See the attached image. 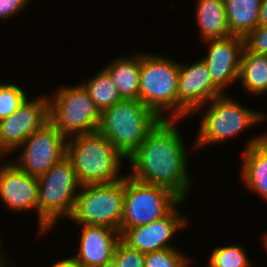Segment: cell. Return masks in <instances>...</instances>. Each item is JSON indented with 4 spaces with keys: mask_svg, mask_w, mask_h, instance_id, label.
I'll use <instances>...</instances> for the list:
<instances>
[{
    "mask_svg": "<svg viewBox=\"0 0 267 267\" xmlns=\"http://www.w3.org/2000/svg\"><path fill=\"white\" fill-rule=\"evenodd\" d=\"M175 122L176 119H160L148 132L129 157L134 172L129 176L142 183L166 187L185 201L191 181L185 145L173 125Z\"/></svg>",
    "mask_w": 267,
    "mask_h": 267,
    "instance_id": "1",
    "label": "cell"
},
{
    "mask_svg": "<svg viewBox=\"0 0 267 267\" xmlns=\"http://www.w3.org/2000/svg\"><path fill=\"white\" fill-rule=\"evenodd\" d=\"M72 137L67 138L66 156L81 185L112 183L125 177H118L124 157L103 134L95 131Z\"/></svg>",
    "mask_w": 267,
    "mask_h": 267,
    "instance_id": "2",
    "label": "cell"
},
{
    "mask_svg": "<svg viewBox=\"0 0 267 267\" xmlns=\"http://www.w3.org/2000/svg\"><path fill=\"white\" fill-rule=\"evenodd\" d=\"M159 120L140 100L122 99L101 112L98 131L127 159Z\"/></svg>",
    "mask_w": 267,
    "mask_h": 267,
    "instance_id": "3",
    "label": "cell"
},
{
    "mask_svg": "<svg viewBox=\"0 0 267 267\" xmlns=\"http://www.w3.org/2000/svg\"><path fill=\"white\" fill-rule=\"evenodd\" d=\"M179 63L158 55H142L139 78V100L160 119L162 111L170 109L178 120ZM174 110V111H173Z\"/></svg>",
    "mask_w": 267,
    "mask_h": 267,
    "instance_id": "4",
    "label": "cell"
},
{
    "mask_svg": "<svg viewBox=\"0 0 267 267\" xmlns=\"http://www.w3.org/2000/svg\"><path fill=\"white\" fill-rule=\"evenodd\" d=\"M39 189L40 231L51 229L63 215L70 218L81 187L71 160L65 156L44 175L37 178Z\"/></svg>",
    "mask_w": 267,
    "mask_h": 267,
    "instance_id": "5",
    "label": "cell"
},
{
    "mask_svg": "<svg viewBox=\"0 0 267 267\" xmlns=\"http://www.w3.org/2000/svg\"><path fill=\"white\" fill-rule=\"evenodd\" d=\"M124 190L120 235L128 228L147 225L162 219L183 202L170 189L139 182L129 175L124 177Z\"/></svg>",
    "mask_w": 267,
    "mask_h": 267,
    "instance_id": "6",
    "label": "cell"
},
{
    "mask_svg": "<svg viewBox=\"0 0 267 267\" xmlns=\"http://www.w3.org/2000/svg\"><path fill=\"white\" fill-rule=\"evenodd\" d=\"M70 219L80 225H97L120 232L124 208V178L101 184L81 185Z\"/></svg>",
    "mask_w": 267,
    "mask_h": 267,
    "instance_id": "7",
    "label": "cell"
},
{
    "mask_svg": "<svg viewBox=\"0 0 267 267\" xmlns=\"http://www.w3.org/2000/svg\"><path fill=\"white\" fill-rule=\"evenodd\" d=\"M50 99L49 122L66 138L98 131L101 112L82 84L60 87Z\"/></svg>",
    "mask_w": 267,
    "mask_h": 267,
    "instance_id": "8",
    "label": "cell"
},
{
    "mask_svg": "<svg viewBox=\"0 0 267 267\" xmlns=\"http://www.w3.org/2000/svg\"><path fill=\"white\" fill-rule=\"evenodd\" d=\"M208 103L210 106L202 116L196 147L228 139L267 116L244 108L225 95L218 96Z\"/></svg>",
    "mask_w": 267,
    "mask_h": 267,
    "instance_id": "9",
    "label": "cell"
},
{
    "mask_svg": "<svg viewBox=\"0 0 267 267\" xmlns=\"http://www.w3.org/2000/svg\"><path fill=\"white\" fill-rule=\"evenodd\" d=\"M66 142L67 138L48 122L24 140L20 146L24 150L14 164L38 178L66 156Z\"/></svg>",
    "mask_w": 267,
    "mask_h": 267,
    "instance_id": "10",
    "label": "cell"
},
{
    "mask_svg": "<svg viewBox=\"0 0 267 267\" xmlns=\"http://www.w3.org/2000/svg\"><path fill=\"white\" fill-rule=\"evenodd\" d=\"M49 99L26 98L17 111L0 120V158L20 147L33 132L49 122Z\"/></svg>",
    "mask_w": 267,
    "mask_h": 267,
    "instance_id": "11",
    "label": "cell"
},
{
    "mask_svg": "<svg viewBox=\"0 0 267 267\" xmlns=\"http://www.w3.org/2000/svg\"><path fill=\"white\" fill-rule=\"evenodd\" d=\"M223 92L213 83L203 60L192 65L179 64L178 77V120L201 109Z\"/></svg>",
    "mask_w": 267,
    "mask_h": 267,
    "instance_id": "12",
    "label": "cell"
},
{
    "mask_svg": "<svg viewBox=\"0 0 267 267\" xmlns=\"http://www.w3.org/2000/svg\"><path fill=\"white\" fill-rule=\"evenodd\" d=\"M209 44V53L202 58L207 65L213 83L221 90L239 79L244 38L231 35L204 41Z\"/></svg>",
    "mask_w": 267,
    "mask_h": 267,
    "instance_id": "13",
    "label": "cell"
},
{
    "mask_svg": "<svg viewBox=\"0 0 267 267\" xmlns=\"http://www.w3.org/2000/svg\"><path fill=\"white\" fill-rule=\"evenodd\" d=\"M176 207L162 219L153 221L147 225L126 229L120 239L129 247L147 254L173 248L169 244L173 234L187 225L185 218L179 217Z\"/></svg>",
    "mask_w": 267,
    "mask_h": 267,
    "instance_id": "14",
    "label": "cell"
},
{
    "mask_svg": "<svg viewBox=\"0 0 267 267\" xmlns=\"http://www.w3.org/2000/svg\"><path fill=\"white\" fill-rule=\"evenodd\" d=\"M0 198L9 209L23 211L33 208L39 217V189L37 177L6 163L0 168Z\"/></svg>",
    "mask_w": 267,
    "mask_h": 267,
    "instance_id": "15",
    "label": "cell"
},
{
    "mask_svg": "<svg viewBox=\"0 0 267 267\" xmlns=\"http://www.w3.org/2000/svg\"><path fill=\"white\" fill-rule=\"evenodd\" d=\"M80 251L74 259L83 267H100L113 259L120 232L105 226L82 225Z\"/></svg>",
    "mask_w": 267,
    "mask_h": 267,
    "instance_id": "16",
    "label": "cell"
},
{
    "mask_svg": "<svg viewBox=\"0 0 267 267\" xmlns=\"http://www.w3.org/2000/svg\"><path fill=\"white\" fill-rule=\"evenodd\" d=\"M243 156L244 184L267 200V142L263 135L249 141Z\"/></svg>",
    "mask_w": 267,
    "mask_h": 267,
    "instance_id": "17",
    "label": "cell"
},
{
    "mask_svg": "<svg viewBox=\"0 0 267 267\" xmlns=\"http://www.w3.org/2000/svg\"><path fill=\"white\" fill-rule=\"evenodd\" d=\"M196 11L204 41L231 36L224 0H198Z\"/></svg>",
    "mask_w": 267,
    "mask_h": 267,
    "instance_id": "18",
    "label": "cell"
},
{
    "mask_svg": "<svg viewBox=\"0 0 267 267\" xmlns=\"http://www.w3.org/2000/svg\"><path fill=\"white\" fill-rule=\"evenodd\" d=\"M141 54L134 57L118 58L105 69L111 75L122 99L139 100V78Z\"/></svg>",
    "mask_w": 267,
    "mask_h": 267,
    "instance_id": "19",
    "label": "cell"
},
{
    "mask_svg": "<svg viewBox=\"0 0 267 267\" xmlns=\"http://www.w3.org/2000/svg\"><path fill=\"white\" fill-rule=\"evenodd\" d=\"M261 0H224L231 35L245 37L258 27Z\"/></svg>",
    "mask_w": 267,
    "mask_h": 267,
    "instance_id": "20",
    "label": "cell"
},
{
    "mask_svg": "<svg viewBox=\"0 0 267 267\" xmlns=\"http://www.w3.org/2000/svg\"><path fill=\"white\" fill-rule=\"evenodd\" d=\"M240 78L248 92L256 96L265 94L267 92V55L244 49L241 56Z\"/></svg>",
    "mask_w": 267,
    "mask_h": 267,
    "instance_id": "21",
    "label": "cell"
},
{
    "mask_svg": "<svg viewBox=\"0 0 267 267\" xmlns=\"http://www.w3.org/2000/svg\"><path fill=\"white\" fill-rule=\"evenodd\" d=\"M82 85L100 112L122 100L117 86L105 68Z\"/></svg>",
    "mask_w": 267,
    "mask_h": 267,
    "instance_id": "22",
    "label": "cell"
},
{
    "mask_svg": "<svg viewBox=\"0 0 267 267\" xmlns=\"http://www.w3.org/2000/svg\"><path fill=\"white\" fill-rule=\"evenodd\" d=\"M209 258V267H249L251 263L242 246L217 247Z\"/></svg>",
    "mask_w": 267,
    "mask_h": 267,
    "instance_id": "23",
    "label": "cell"
},
{
    "mask_svg": "<svg viewBox=\"0 0 267 267\" xmlns=\"http://www.w3.org/2000/svg\"><path fill=\"white\" fill-rule=\"evenodd\" d=\"M26 94L15 84H0V120L17 111Z\"/></svg>",
    "mask_w": 267,
    "mask_h": 267,
    "instance_id": "24",
    "label": "cell"
},
{
    "mask_svg": "<svg viewBox=\"0 0 267 267\" xmlns=\"http://www.w3.org/2000/svg\"><path fill=\"white\" fill-rule=\"evenodd\" d=\"M174 248L145 254V267H187L189 260Z\"/></svg>",
    "mask_w": 267,
    "mask_h": 267,
    "instance_id": "25",
    "label": "cell"
},
{
    "mask_svg": "<svg viewBox=\"0 0 267 267\" xmlns=\"http://www.w3.org/2000/svg\"><path fill=\"white\" fill-rule=\"evenodd\" d=\"M113 259L119 267H145V254L129 247L121 239L116 244Z\"/></svg>",
    "mask_w": 267,
    "mask_h": 267,
    "instance_id": "26",
    "label": "cell"
},
{
    "mask_svg": "<svg viewBox=\"0 0 267 267\" xmlns=\"http://www.w3.org/2000/svg\"><path fill=\"white\" fill-rule=\"evenodd\" d=\"M246 51L267 55V26L257 27L244 37Z\"/></svg>",
    "mask_w": 267,
    "mask_h": 267,
    "instance_id": "27",
    "label": "cell"
},
{
    "mask_svg": "<svg viewBox=\"0 0 267 267\" xmlns=\"http://www.w3.org/2000/svg\"><path fill=\"white\" fill-rule=\"evenodd\" d=\"M30 0H0V18L14 16L22 8H25Z\"/></svg>",
    "mask_w": 267,
    "mask_h": 267,
    "instance_id": "28",
    "label": "cell"
},
{
    "mask_svg": "<svg viewBox=\"0 0 267 267\" xmlns=\"http://www.w3.org/2000/svg\"><path fill=\"white\" fill-rule=\"evenodd\" d=\"M267 26V0H261L258 27Z\"/></svg>",
    "mask_w": 267,
    "mask_h": 267,
    "instance_id": "29",
    "label": "cell"
},
{
    "mask_svg": "<svg viewBox=\"0 0 267 267\" xmlns=\"http://www.w3.org/2000/svg\"><path fill=\"white\" fill-rule=\"evenodd\" d=\"M51 267H80V265L76 262L74 257H69L67 259H63L60 262H57Z\"/></svg>",
    "mask_w": 267,
    "mask_h": 267,
    "instance_id": "30",
    "label": "cell"
},
{
    "mask_svg": "<svg viewBox=\"0 0 267 267\" xmlns=\"http://www.w3.org/2000/svg\"><path fill=\"white\" fill-rule=\"evenodd\" d=\"M100 267H119V266L116 263V261L114 259H112L111 261L107 262L106 264H104L103 266H100Z\"/></svg>",
    "mask_w": 267,
    "mask_h": 267,
    "instance_id": "31",
    "label": "cell"
},
{
    "mask_svg": "<svg viewBox=\"0 0 267 267\" xmlns=\"http://www.w3.org/2000/svg\"><path fill=\"white\" fill-rule=\"evenodd\" d=\"M6 260L2 257V253L0 252V267H5V265H7L6 263L8 262V261H6Z\"/></svg>",
    "mask_w": 267,
    "mask_h": 267,
    "instance_id": "32",
    "label": "cell"
},
{
    "mask_svg": "<svg viewBox=\"0 0 267 267\" xmlns=\"http://www.w3.org/2000/svg\"><path fill=\"white\" fill-rule=\"evenodd\" d=\"M264 246H266V250H267V234L264 236Z\"/></svg>",
    "mask_w": 267,
    "mask_h": 267,
    "instance_id": "33",
    "label": "cell"
},
{
    "mask_svg": "<svg viewBox=\"0 0 267 267\" xmlns=\"http://www.w3.org/2000/svg\"><path fill=\"white\" fill-rule=\"evenodd\" d=\"M263 139L267 142V134L263 136Z\"/></svg>",
    "mask_w": 267,
    "mask_h": 267,
    "instance_id": "34",
    "label": "cell"
}]
</instances>
